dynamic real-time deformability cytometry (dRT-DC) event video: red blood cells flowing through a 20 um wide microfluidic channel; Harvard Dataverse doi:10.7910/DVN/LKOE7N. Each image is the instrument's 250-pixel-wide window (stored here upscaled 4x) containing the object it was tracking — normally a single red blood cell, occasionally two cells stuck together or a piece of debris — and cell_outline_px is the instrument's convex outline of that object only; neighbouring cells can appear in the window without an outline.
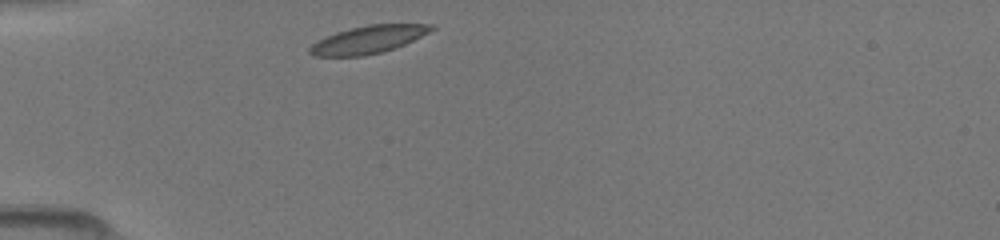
{"species": "common noctule bat (a hibernating species)", "species_latin": "Nyctalus noctula", "temperature_condition": "room temperature", "stored_images_in_passage": 35, "camera_frame_rate_fps": 3000, "um_per_image_px": 0.085, "animal": {"sex": "female", "body_mass_g": 19.5, "forearm_length_mm": 54.1}, "frame": {"image": 1, "passage_image": 1, "time_ms": 0.0, "image_size_px": [1000, 240], "cell_outline_px": [[436, 28], [396, 48], [364, 56], [312, 56], [308, 52], [308, 48], [316, 40], [336, 32], [368, 24], [432, 24]], "centroid_in_image_um": [31.25, 3.37], "position_along_channel_um": 53.8, "area_um2": 19.54}}
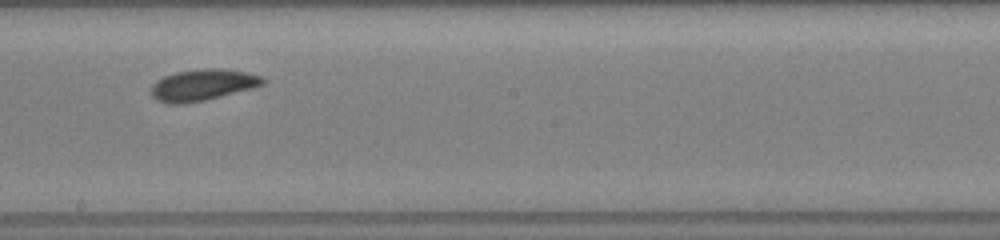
{"frame": {"image": 2, "passage_image": 15, "time_ms": 4.667, "image_size_px": [1000, 240], "cell_outline_px": [[264, 84], [252, 88], [204, 100], [184, 104], [168, 104], [156, 100], [152, 96], [152, 84], [156, 80], [164, 76], [176, 72], [204, 68], [220, 68], [248, 72], [260, 76], [264, 80]], "centroid_in_image_um": [17.19, 7.22], "position_along_channel_um": 231.0, "area_um2": 20.35}}
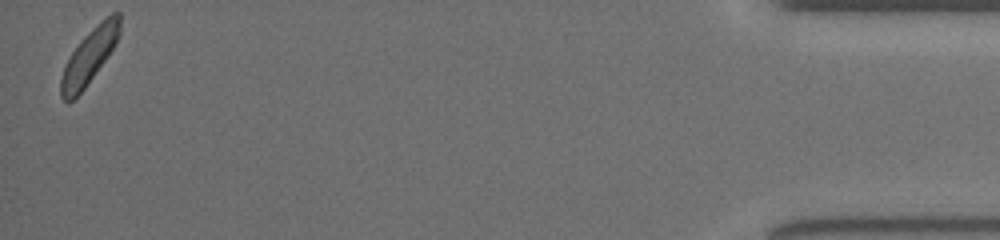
{"frame": {"image": 3, "passage_image": 35, "time_ms": 11.333, "image_size_px": [1000, 240], "cell_outline_px": [[120, 32], [116, 44], [108, 56], [84, 88], [72, 100], [64, 100], [60, 96], [60, 80], [64, 68], [72, 52], [84, 36], [92, 28], [112, 12], [120, 12]], "centroid_in_image_um": [7.61, 4.76], "position_along_channel_um": 427.6, "area_um2": 18.38}}